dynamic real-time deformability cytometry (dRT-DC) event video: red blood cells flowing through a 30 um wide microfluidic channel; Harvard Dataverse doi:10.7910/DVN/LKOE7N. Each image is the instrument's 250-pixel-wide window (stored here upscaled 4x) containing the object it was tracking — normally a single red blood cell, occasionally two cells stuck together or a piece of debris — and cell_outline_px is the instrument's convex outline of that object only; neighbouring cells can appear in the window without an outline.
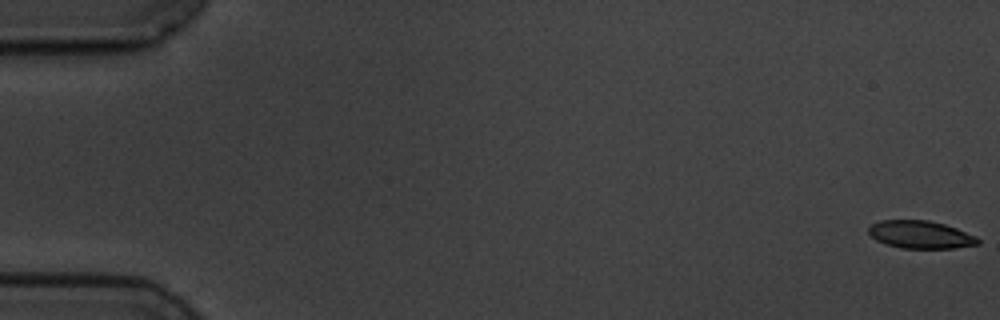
{"species": "common noctule bat (a hibernating species)", "species_latin": "Nyctalus noctula", "temperature_condition": "cold", "stored_images_in_passage": 58, "camera_frame_rate_fps": 3000, "um_per_image_px": 0.085, "animal": {"sex": "male", "body_mass_g": 19.5, "forearm_length_mm": 54.6}, "frame": {"image": 1, "passage_image": 1, "time_ms": 0.0, "image_size_px": [1000, 320], "cell_outline_px": [[980, 244], [956, 248], [900, 248], [876, 240], [868, 232], [868, 228], [872, 224], [880, 220], [928, 220], [944, 224], [956, 228], [976, 236], [980, 240]], "centroid_in_image_um": [78.26, 19.94], "position_along_channel_um": 6.7, "area_um2": 17.63}}
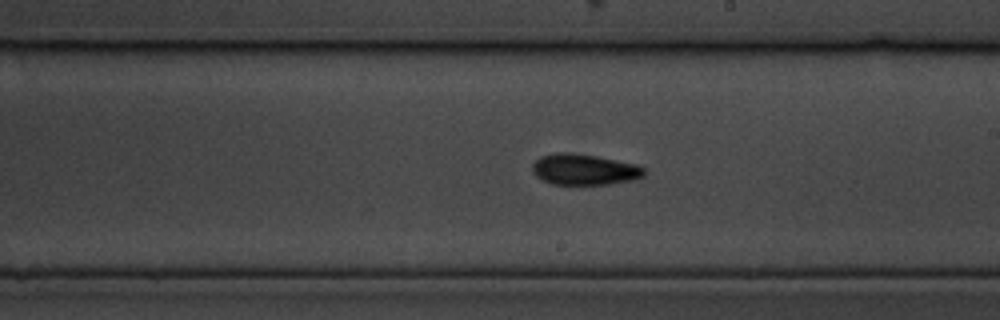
{"frame": {"image": 2, "passage_image": 34, "time_ms": 11.0, "image_size_px": [1000, 320], "cell_outline_px": [[644, 176], [632, 180], [608, 184], [552, 184], [536, 176], [532, 172], [532, 164], [540, 156], [556, 152], [568, 152], [596, 156], [636, 164], [644, 168]], "centroid_in_image_um": [49.63, 14.4], "position_along_channel_um": 239.4, "area_um2": 20.06}}
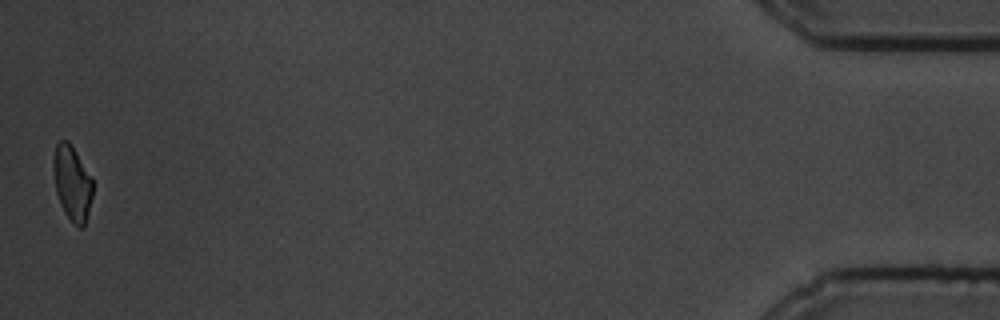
{"frame": {"image": 3, "passage_image": 58, "time_ms": 19.0, "image_size_px": [1000, 320], "cell_outline_px": [[92, 196], [88, 212], [84, 224], [80, 228], [72, 224], [64, 212], [60, 204], [56, 192], [52, 168], [52, 160], [56, 144], [60, 140], [68, 140], [92, 176]], "centroid_in_image_um": [6.11, 15.55], "position_along_channel_um": 429.1, "area_um2": 17.34}, "authors_computed_cell_mechanics": {"area_um2": 19.1607, "velocity_mm_per_s": 3.48, "shape_relaxation_time_tau1_ms": 3.6517, "shape_relaxation_time_tau2_ms": 6.0044, "deformation_change_tau1": 0.1052, "deformation_change_tau2": 0.1188}}